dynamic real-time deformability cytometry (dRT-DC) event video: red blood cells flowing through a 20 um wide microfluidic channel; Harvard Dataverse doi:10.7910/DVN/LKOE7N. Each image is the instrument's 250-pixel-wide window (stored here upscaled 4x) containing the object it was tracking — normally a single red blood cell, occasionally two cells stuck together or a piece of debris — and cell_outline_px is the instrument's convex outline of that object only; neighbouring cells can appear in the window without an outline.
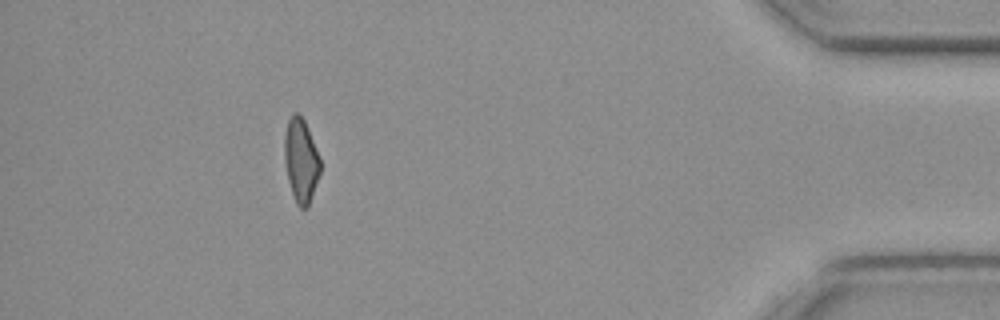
{"species": "common noctule bat (a hibernating species)", "species_latin": "Nyctalus noctula", "temperature_condition": "cold", "stored_images_in_passage": 57, "camera_frame_rate_fps": 3000, "um_per_image_px": 0.085, "animal": {"sex": "female", "body_mass_g": 19.3, "forearm_length_mm": 54.1}, "frame": {"image": 1, "passage_image": 51, "time_ms": 16.667, "image_size_px": [1000, 320], "cell_outline_px": [[320, 172], [308, 208], [300, 208], [296, 204], [292, 196], [288, 180], [284, 160], [284, 136], [288, 120], [292, 112], [300, 112], [304, 120], [320, 160]], "centroid_in_image_um": [25.55, 13.64], "position_along_channel_um": 409.6, "area_um2": 17.51}}